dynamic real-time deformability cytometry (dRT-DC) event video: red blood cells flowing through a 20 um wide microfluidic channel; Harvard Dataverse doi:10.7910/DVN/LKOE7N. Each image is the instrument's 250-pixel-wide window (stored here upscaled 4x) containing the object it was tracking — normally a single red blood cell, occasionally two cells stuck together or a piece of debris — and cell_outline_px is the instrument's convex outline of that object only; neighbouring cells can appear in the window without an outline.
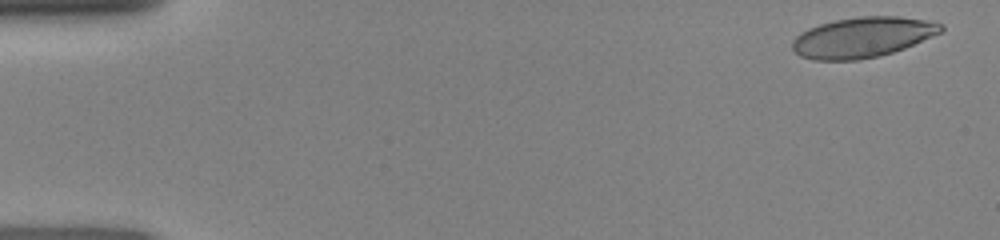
{"species": "human", "species_latin": "Homo sapiens", "temperature_condition": "room temperature", "stored_images_in_passage": 48, "camera_frame_rate_fps": 3000, "um_per_image_px": 0.085, "donor": {"sex": "female"}, "frame": {"image": 1, "passage_image": 2, "time_ms": 0.333, "image_size_px": [1000, 240], "cell_outline_px": [[944, 28], [940, 32], [904, 48], [880, 56], [856, 60], [812, 60], [800, 56], [792, 48], [792, 40], [800, 32], [808, 28], [820, 24], [836, 20], [860, 16], [900, 16], [924, 20], [944, 24]], "centroid_in_image_um": [73.28, 3.17], "position_along_channel_um": 11.7, "area_um2": 34.8}}
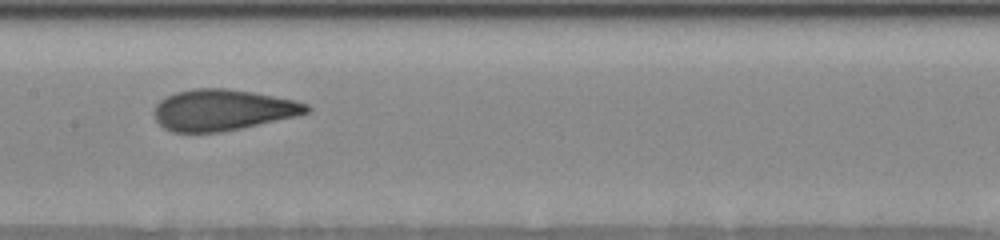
{"frame": {"image": 2, "passage_image": 24, "time_ms": 7.667, "image_size_px": [1000, 240], "cell_outline_px": [[312, 108], [308, 112], [296, 116], [240, 128], [220, 132], [172, 132], [164, 128], [156, 120], [156, 104], [160, 100], [176, 92], [192, 88], [228, 88], [252, 92], [296, 100], [308, 104]], "centroid_in_image_um": [18.94, 9.34], "position_along_channel_um": 188.5, "area_um2": 36.3}}
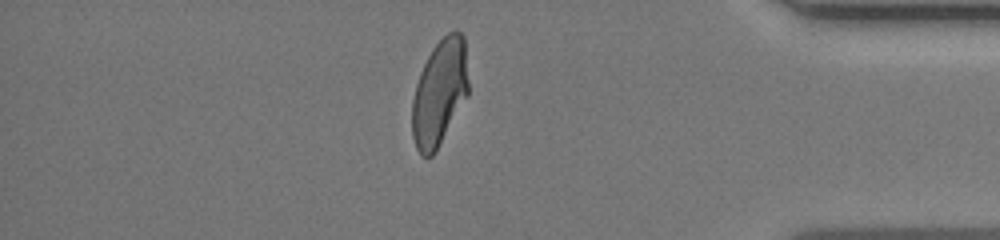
{"frame": {"image": 3, "passage_image": 41, "time_ms": 13.333, "image_size_px": [1000, 240], "cell_outline_px": [[468, 96], [432, 156], [420, 156], [416, 148], [412, 136], [412, 100], [416, 84], [420, 72], [432, 48], [448, 32], [456, 28], [464, 36], [468, 80]], "centroid_in_image_um": [37.36, 7.85], "position_along_channel_um": 397.8, "area_um2": 34.8}}